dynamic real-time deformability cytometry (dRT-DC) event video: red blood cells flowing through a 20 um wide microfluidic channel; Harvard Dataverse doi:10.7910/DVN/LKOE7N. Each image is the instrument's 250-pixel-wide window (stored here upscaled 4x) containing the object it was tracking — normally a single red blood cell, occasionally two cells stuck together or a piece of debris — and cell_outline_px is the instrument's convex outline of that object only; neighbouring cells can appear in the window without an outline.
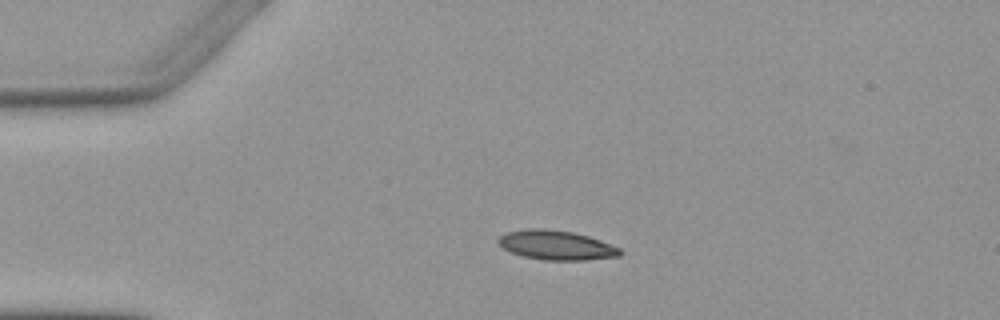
{"species": "Egyptian fruit bat (a non-hibernating species)", "species_latin": "Rousettus aegyptiacus", "temperature_condition": "warm", "stored_images_in_passage": 2, "camera_frame_rate_fps": 3000, "um_per_image_px": 0.085, "animal": {"sex": "female"}, "frame": {"image": 1, "passage_image": 1, "time_ms": 0.0, "image_size_px": [1000, 320], "cell_outline_px": [[624, 252], [620, 256], [584, 260], [548, 260], [524, 256], [512, 252], [504, 248], [496, 240], [500, 236], [508, 232], [528, 228], [544, 228], [572, 232], [588, 236], [600, 240], [620, 248]], "centroid_in_image_um": [47.31, 20.83], "position_along_channel_um": 37.7, "area_um2": 20.69}}